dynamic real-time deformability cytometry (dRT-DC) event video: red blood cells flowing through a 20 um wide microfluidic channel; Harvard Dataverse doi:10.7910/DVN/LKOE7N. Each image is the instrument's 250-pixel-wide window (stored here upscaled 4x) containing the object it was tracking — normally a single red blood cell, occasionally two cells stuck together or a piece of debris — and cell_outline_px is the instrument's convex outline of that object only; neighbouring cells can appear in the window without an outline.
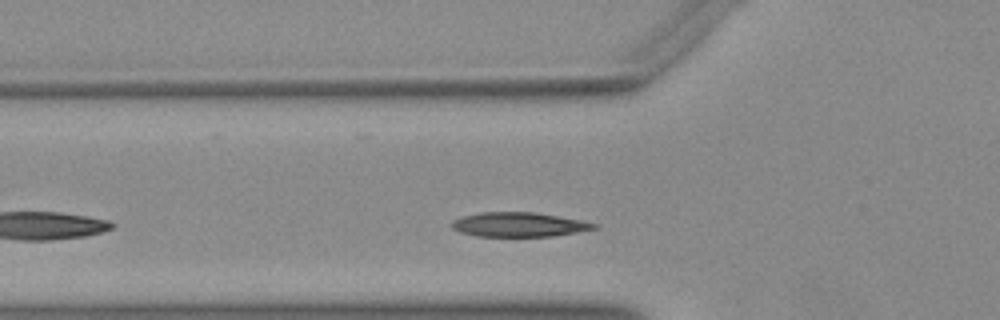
{"species": "Egyptian fruit bat (a non-hibernating species)", "species_latin": "Rousettus aegyptiacus", "temperature_condition": "warm", "stored_images_in_passage": 33, "camera_frame_rate_fps": 3000, "um_per_image_px": 0.085, "animal": {"sex": "female"}, "frame": {"image": 1, "passage_image": 7, "time_ms": 2.0, "image_size_px": [1000, 320], "cell_outline_px": [[600, 228], [552, 236], [476, 236], [460, 232], [452, 228], [448, 224], [452, 220], [464, 216], [480, 212], [532, 212], [580, 220], [600, 224]], "centroid_in_image_um": [44.09, 19.09], "position_along_channel_um": 81.7, "area_um2": 20.23}}
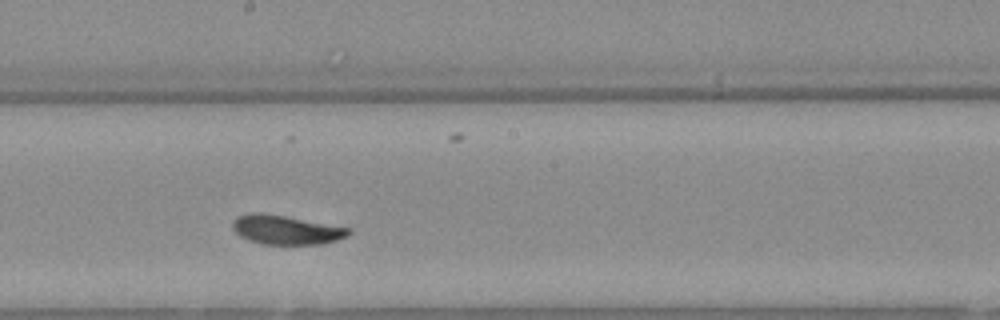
{"frame": {"image": 2, "passage_image": 18, "time_ms": 5.667, "image_size_px": [1000, 320], "cell_outline_px": [[352, 232], [348, 236], [324, 244], [260, 244], [248, 240], [240, 236], [232, 228], [232, 220], [236, 216], [252, 212], [260, 212], [284, 216], [352, 228]], "centroid_in_image_um": [24.3, 19.53], "position_along_channel_um": 223.9, "area_um2": 19.88}}
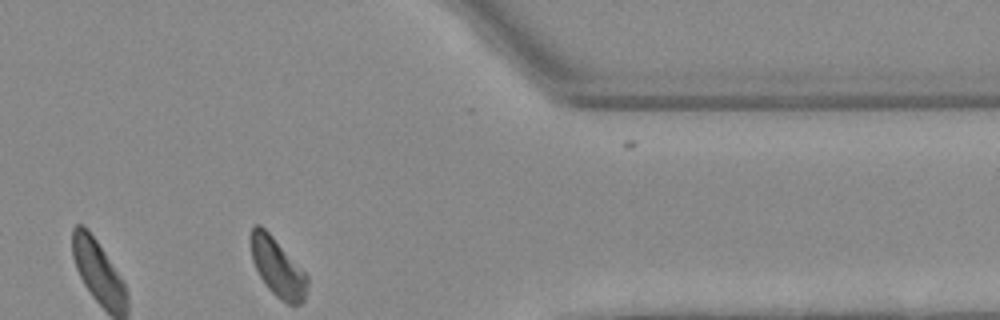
{"frame": {"image": 3, "passage_image": 32, "time_ms": 10.333, "image_size_px": [1000, 320], "cell_outline_px": [[308, 284], [304, 300], [300, 304], [288, 304], [280, 300], [268, 288], [260, 276], [252, 260], [252, 224], [260, 224], [272, 236], [308, 276]], "centroid_in_image_um": [23.61, 22.76], "position_along_channel_um": 387.8, "area_um2": 18.79}}